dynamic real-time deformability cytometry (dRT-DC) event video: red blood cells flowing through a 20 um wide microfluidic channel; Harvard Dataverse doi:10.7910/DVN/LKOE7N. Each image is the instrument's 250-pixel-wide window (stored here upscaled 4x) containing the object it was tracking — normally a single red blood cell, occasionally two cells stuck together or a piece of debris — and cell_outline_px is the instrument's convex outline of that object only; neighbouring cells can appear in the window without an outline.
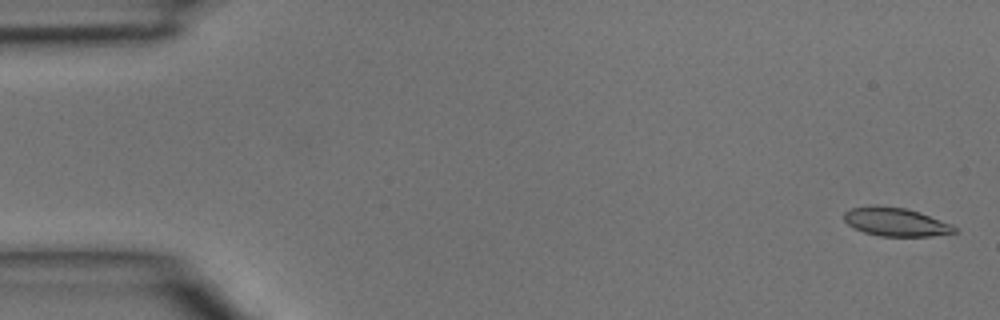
{"species": "common noctule bat (a hibernating species)", "species_latin": "Nyctalus noctula", "temperature_condition": "room temperature", "stored_images_in_passage": 3, "camera_frame_rate_fps": 3000, "um_per_image_px": 0.085, "animal": {"sex": "male", "body_mass_g": 15.6}, "frame": {"image": 1, "passage_image": 1, "time_ms": 0.0, "image_size_px": [1000, 320], "cell_outline_px": [[960, 232], [932, 236], [880, 236], [864, 232], [848, 224], [844, 220], [844, 212], [852, 208], [872, 204], [876, 204], [904, 208], [920, 212], [952, 224]], "centroid_in_image_um": [76.16, 18.85], "position_along_channel_um": 8.8, "area_um2": 18.5}}